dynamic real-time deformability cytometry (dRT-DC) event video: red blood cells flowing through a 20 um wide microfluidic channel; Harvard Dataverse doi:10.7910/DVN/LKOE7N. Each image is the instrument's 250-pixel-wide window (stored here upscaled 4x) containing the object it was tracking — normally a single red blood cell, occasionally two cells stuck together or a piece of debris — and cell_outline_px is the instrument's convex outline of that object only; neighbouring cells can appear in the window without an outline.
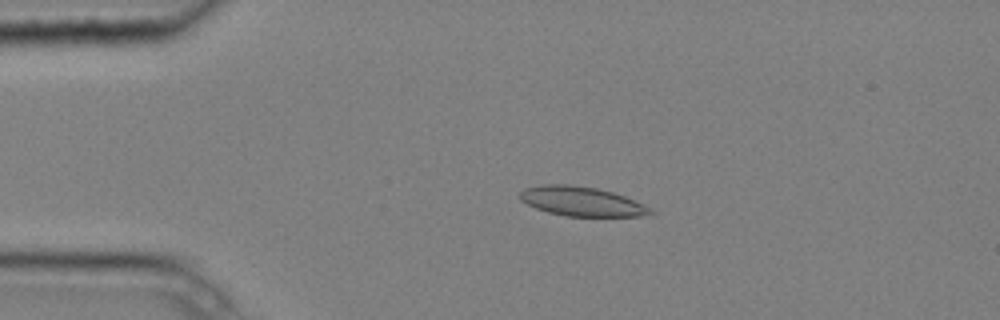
{"species": "common noctule bat (a hibernating species)", "species_latin": "Nyctalus noctula", "temperature_condition": "cold", "stored_images_in_passage": 5, "camera_frame_rate_fps": 3000, "um_per_image_px": 0.085, "animal": {"sex": "male", "body_mass_g": 20.4}, "frame": {"image": 1, "passage_image": 4, "time_ms": 1.0, "image_size_px": [1000, 320], "cell_outline_px": [[656, 212], [640, 216], [564, 216], [548, 212], [536, 208], [520, 200], [520, 192], [524, 188], [544, 184], [568, 184], [596, 188], [612, 192], [624, 196], [652, 208]], "centroid_in_image_um": [49.43, 17.12], "position_along_channel_um": 35.6, "area_um2": 22.25}}